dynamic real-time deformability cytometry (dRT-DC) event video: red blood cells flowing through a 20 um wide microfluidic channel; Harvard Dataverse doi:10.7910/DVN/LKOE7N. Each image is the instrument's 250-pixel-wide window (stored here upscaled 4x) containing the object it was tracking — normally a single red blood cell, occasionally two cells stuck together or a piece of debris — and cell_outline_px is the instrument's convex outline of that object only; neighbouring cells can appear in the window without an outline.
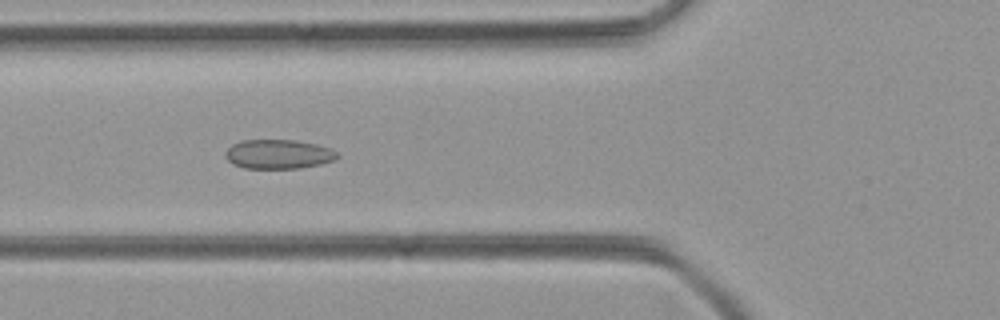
{"species": "common noctule bat (a hibernating species)", "species_latin": "Nyctalus noctula", "temperature_condition": "room temperature", "stored_images_in_passage": 41, "camera_frame_rate_fps": 3000, "um_per_image_px": 0.085, "animal": {"sex": "female", "body_mass_g": 21.9}, "frame": {"image": 1, "passage_image": 10, "time_ms": 3.0, "image_size_px": [1000, 320], "cell_outline_px": [[340, 156], [336, 160], [320, 164], [300, 168], [244, 168], [232, 164], [224, 156], [224, 152], [232, 144], [240, 140], [296, 140], [316, 144], [332, 148]], "centroid_in_image_um": [23.67, 13.1], "position_along_channel_um": 102.1, "area_um2": 19.31}}
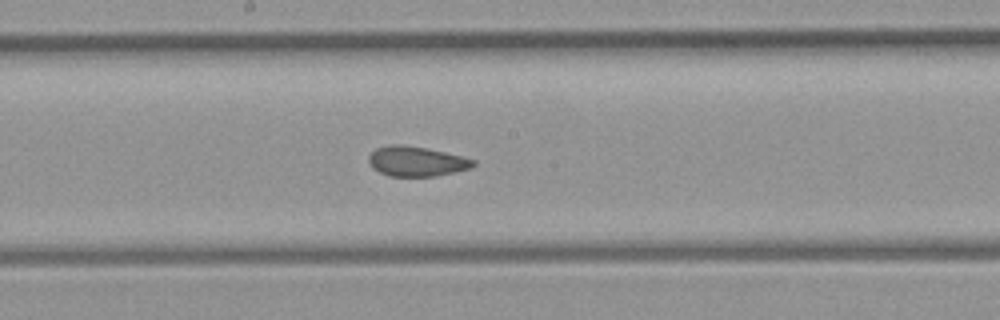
{"frame": {"image": 2, "passage_image": 18, "time_ms": 5.667, "image_size_px": [1000, 320], "cell_outline_px": [[476, 164], [472, 168], [436, 176], [388, 176], [372, 168], [368, 164], [368, 156], [376, 148], [392, 144], [400, 144], [428, 148], [476, 160]], "centroid_in_image_um": [35.38, 13.71], "position_along_channel_um": 212.8, "area_um2": 18.32}}
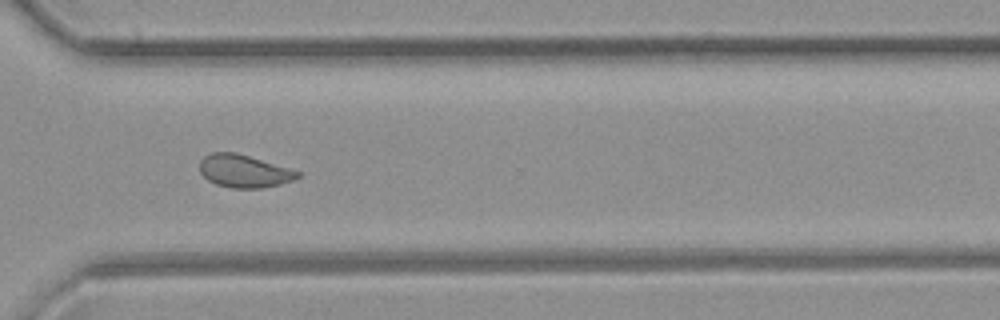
{"frame": {"image": 3, "passage_image": 28, "time_ms": 9.0, "image_size_px": [1000, 320], "cell_outline_px": [[300, 176], [292, 180], [280, 184], [260, 188], [232, 188], [216, 184], [208, 180], [200, 172], [200, 160], [204, 156], [212, 152], [236, 152], [288, 168], [300, 172]], "centroid_in_image_um": [20.71, 14.54], "position_along_channel_um": 349.9, "area_um2": 18.5}}